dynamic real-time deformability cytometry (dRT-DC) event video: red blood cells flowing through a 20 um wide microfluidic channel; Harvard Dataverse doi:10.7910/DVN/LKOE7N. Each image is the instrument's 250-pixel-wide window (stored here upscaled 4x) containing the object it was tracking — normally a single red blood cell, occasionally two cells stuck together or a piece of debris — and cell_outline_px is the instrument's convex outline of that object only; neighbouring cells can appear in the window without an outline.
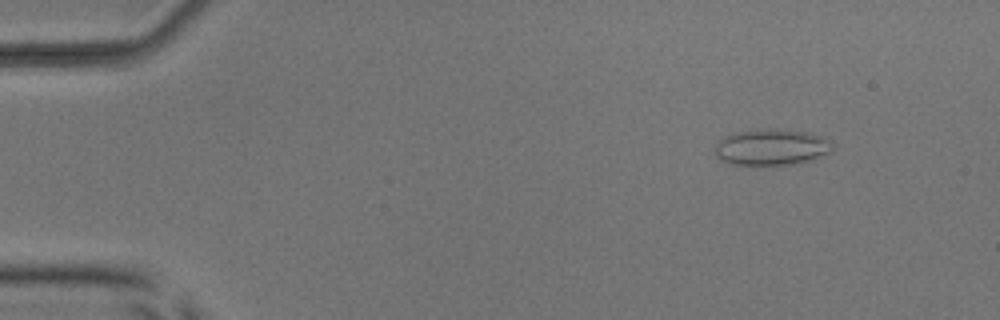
{"species": "common noctule bat (a hibernating species)", "species_latin": "Nyctalus noctula", "temperature_condition": "room temperature", "stored_images_in_passage": 5, "camera_frame_rate_fps": 3000, "um_per_image_px": 0.085, "animal": {"sex": "male", "body_mass_g": 17.9, "forearm_length_mm": 54.2}, "frame": {"image": 1, "passage_image": 2, "time_ms": 1.333, "image_size_px": [1000, 320], "cell_outline_px": [[832, 152], [808, 160], [788, 164], [732, 164], [720, 160], [716, 156], [716, 144], [724, 136], [732, 132], [760, 128], [768, 128], [808, 132], [824, 136], [832, 140]], "centroid_in_image_um": [65.58, 12.47], "position_along_channel_um": 19.4, "area_um2": 24.85}}